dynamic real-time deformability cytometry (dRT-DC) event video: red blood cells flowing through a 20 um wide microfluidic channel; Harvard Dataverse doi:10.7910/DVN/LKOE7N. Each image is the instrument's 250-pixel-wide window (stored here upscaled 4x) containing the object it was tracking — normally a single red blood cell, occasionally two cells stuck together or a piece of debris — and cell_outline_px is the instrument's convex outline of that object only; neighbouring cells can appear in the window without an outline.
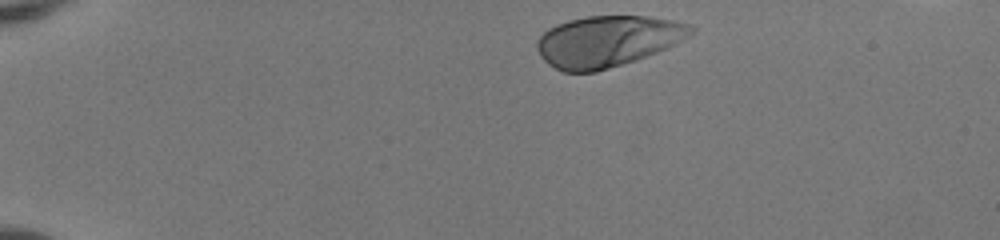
{"species": "human", "species_latin": "Homo sapiens", "temperature_condition": "room temperature", "stored_images_in_passage": 38, "camera_frame_rate_fps": 3000, "um_per_image_px": 0.085, "donor": {"sex": "female"}, "frame": {"image": 1, "passage_image": 1, "time_ms": 0.0, "image_size_px": [1000, 240], "cell_outline_px": [[696, 32], [676, 44], [668, 48], [636, 60], [596, 72], [564, 72], [548, 64], [540, 56], [536, 48], [536, 40], [548, 28], [556, 24], [568, 20], [588, 16], [648, 16], [672, 20], [688, 24], [696, 28]], "centroid_in_image_um": [51.65, 3.5], "position_along_channel_um": 33.4, "area_um2": 46.12}}
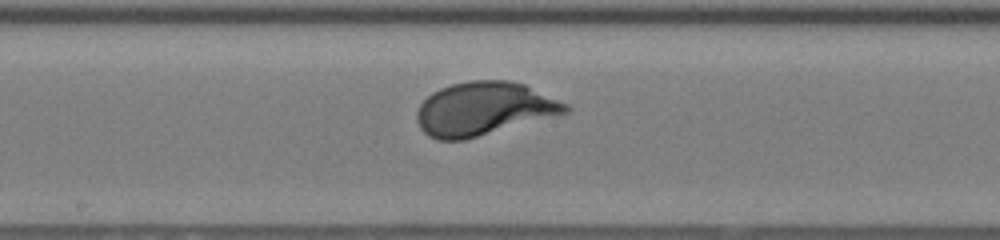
{"frame": {"image": 2, "passage_image": 20, "time_ms": 6.333, "image_size_px": [1000, 240], "cell_outline_px": [[572, 108], [568, 112], [464, 140], [436, 140], [428, 136], [420, 128], [416, 120], [416, 112], [420, 104], [432, 92], [440, 88], [452, 84], [468, 80], [508, 80], [524, 84], [568, 104]], "centroid_in_image_um": [41.09, 9.24], "position_along_channel_um": 207.1, "area_um2": 46.07}}
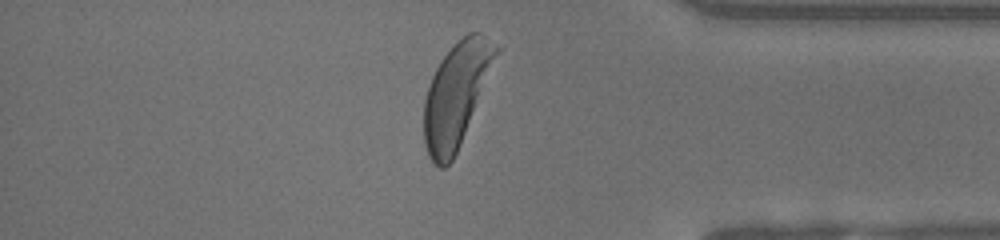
{"frame": {"image": 3, "passage_image": 35, "time_ms": 11.333, "image_size_px": [1000, 240], "cell_outline_px": [[504, 48], [460, 144], [452, 160], [444, 168], [440, 168], [428, 156], [424, 144], [424, 100], [432, 76], [440, 60], [452, 44], [456, 40], [468, 32], [480, 32]], "centroid_in_image_um": [38.85, 7.95], "position_along_channel_um": 396.3, "area_um2": 44.45}, "authors_computed_cell_mechanics": {"area_um2": 44.9973, "velocity_mm_per_s": 4.062, "shape_relaxation_time_tau1_ms": 2.0754, "shape_relaxation_time_tau2_ms": null, "deformation_change_tau1": 0.1752, "deformation_change_tau2": null}}